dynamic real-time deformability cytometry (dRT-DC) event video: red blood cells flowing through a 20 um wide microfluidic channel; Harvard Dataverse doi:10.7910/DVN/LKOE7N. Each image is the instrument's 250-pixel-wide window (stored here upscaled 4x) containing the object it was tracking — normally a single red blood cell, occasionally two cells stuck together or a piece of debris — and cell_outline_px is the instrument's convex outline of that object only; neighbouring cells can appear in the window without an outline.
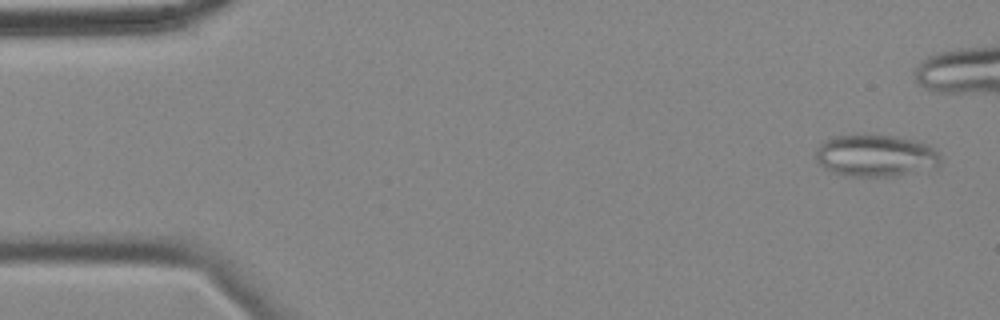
{"species": "common noctule bat (a hibernating species)", "species_latin": "Nyctalus noctula", "temperature_condition": "cold", "stored_images_in_passage": 9, "camera_frame_rate_fps": 3000, "um_per_image_px": 0.085, "animal": {"sex": "female", "body_mass_g": 18.4}, "frame": {"image": 1, "passage_image": 2, "time_ms": 0.333, "image_size_px": [1000, 320], "cell_outline_px": [[940, 164], [936, 168], [896, 176], [844, 176], [832, 172], [824, 168], [816, 160], [816, 152], [820, 144], [824, 140], [832, 136], [896, 136], [916, 140], [928, 144], [936, 148], [940, 156]], "centroid_in_image_um": [74.47, 13.25], "position_along_channel_um": 10.5, "area_um2": 30.69}}